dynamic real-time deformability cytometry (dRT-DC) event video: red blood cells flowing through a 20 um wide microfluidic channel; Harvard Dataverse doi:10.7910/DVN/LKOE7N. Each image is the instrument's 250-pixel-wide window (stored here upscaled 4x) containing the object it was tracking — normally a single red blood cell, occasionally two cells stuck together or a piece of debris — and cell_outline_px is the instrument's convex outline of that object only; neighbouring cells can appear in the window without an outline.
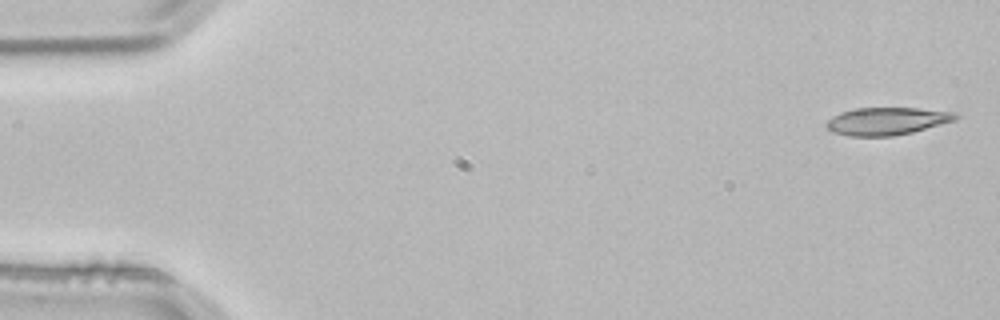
{"species": "common noctule bat (a hibernating species)", "species_latin": "Nyctalus noctula", "temperature_condition": "room temperature", "stored_images_in_passage": 4, "camera_frame_rate_fps": 3000, "um_per_image_px": 0.085, "animal": {"sex": "male", "body_mass_g": 21.5, "forearm_length_mm": 52.0}, "frame": {"image": 1, "passage_image": 1, "time_ms": 0.0, "image_size_px": [1000, 320], "cell_outline_px": [[960, 116], [956, 120], [912, 132], [892, 136], [848, 136], [832, 132], [824, 124], [832, 116], [840, 112], [856, 108], [916, 108], [956, 112]], "centroid_in_image_um": [75.38, 10.29], "position_along_channel_um": 9.6, "area_um2": 20.81}}
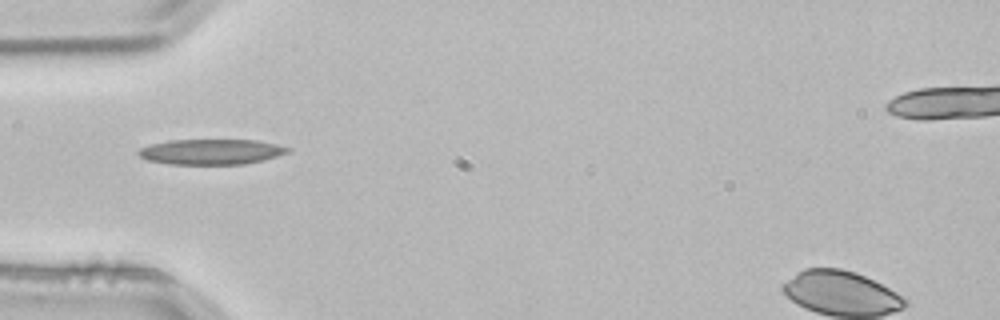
{"frame": {"image": 2, "passage_image": 4, "time_ms": 1.0, "image_size_px": [1000, 320], "cell_outline_px": [[292, 148], [288, 152], [264, 160], [244, 164], [172, 164], [148, 160], [140, 156], [136, 152], [140, 148], [148, 144], [168, 140], [256, 140], [276, 144]], "centroid_in_image_um": [17.93, 12.89], "position_along_channel_um": 67.1, "area_um2": 22.08}}